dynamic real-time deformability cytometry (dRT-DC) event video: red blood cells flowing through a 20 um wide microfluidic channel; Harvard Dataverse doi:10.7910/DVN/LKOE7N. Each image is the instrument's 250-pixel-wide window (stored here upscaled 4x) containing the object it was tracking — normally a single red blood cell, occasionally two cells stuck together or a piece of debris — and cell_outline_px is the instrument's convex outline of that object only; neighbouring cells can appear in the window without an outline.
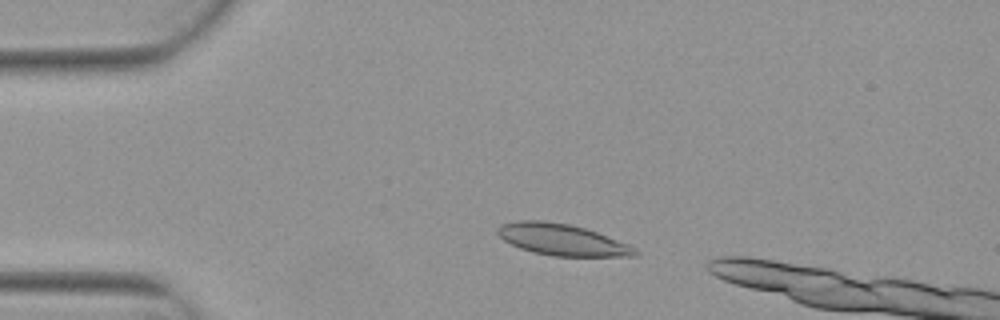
{"species": "Egyptian fruit bat (a non-hibernating species)", "species_latin": "Rousettus aegyptiacus", "temperature_condition": "warm", "stored_images_in_passage": 3, "camera_frame_rate_fps": 3000, "um_per_image_px": 0.085, "animal": {"sex": "female"}, "frame": {"image": 1, "passage_image": 1, "time_ms": 0.0, "image_size_px": [1000, 320], "cell_outline_px": [[640, 252], [636, 256], [552, 256], [532, 252], [520, 248], [504, 240], [496, 232], [496, 228], [500, 224], [516, 220], [540, 220], [568, 224], [584, 228], [596, 232], [628, 244], [636, 248]], "centroid_in_image_um": [47.74, 20.37], "position_along_channel_um": 37.3, "area_um2": 25.14}}